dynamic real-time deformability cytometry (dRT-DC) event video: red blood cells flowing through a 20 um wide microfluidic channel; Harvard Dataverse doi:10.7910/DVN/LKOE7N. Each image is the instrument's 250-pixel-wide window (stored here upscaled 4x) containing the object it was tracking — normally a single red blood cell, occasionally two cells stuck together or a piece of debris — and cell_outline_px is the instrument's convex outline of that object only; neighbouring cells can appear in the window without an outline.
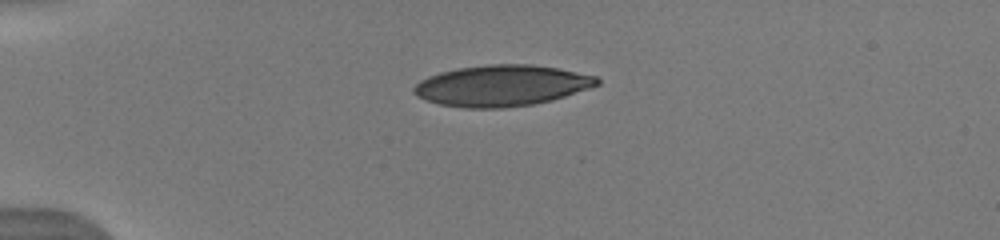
{"species": "human", "species_latin": "Homo sapiens", "temperature_condition": "warm", "stored_images_in_passage": 2, "camera_frame_rate_fps": 3000, "um_per_image_px": 0.085, "donor": {"sex": "male"}, "frame": {"image": 1, "passage_image": 1, "time_ms": 0.0, "image_size_px": [1000, 240], "cell_outline_px": [[600, 84], [552, 100], [532, 104], [504, 108], [464, 108], [440, 104], [424, 100], [416, 96], [412, 92], [412, 88], [420, 80], [428, 76], [440, 72], [456, 68], [488, 64], [528, 64], [556, 68], [596, 76], [600, 80]], "centroid_in_image_um": [42.58, 7.28], "position_along_channel_um": 42.4, "area_um2": 43.81}}